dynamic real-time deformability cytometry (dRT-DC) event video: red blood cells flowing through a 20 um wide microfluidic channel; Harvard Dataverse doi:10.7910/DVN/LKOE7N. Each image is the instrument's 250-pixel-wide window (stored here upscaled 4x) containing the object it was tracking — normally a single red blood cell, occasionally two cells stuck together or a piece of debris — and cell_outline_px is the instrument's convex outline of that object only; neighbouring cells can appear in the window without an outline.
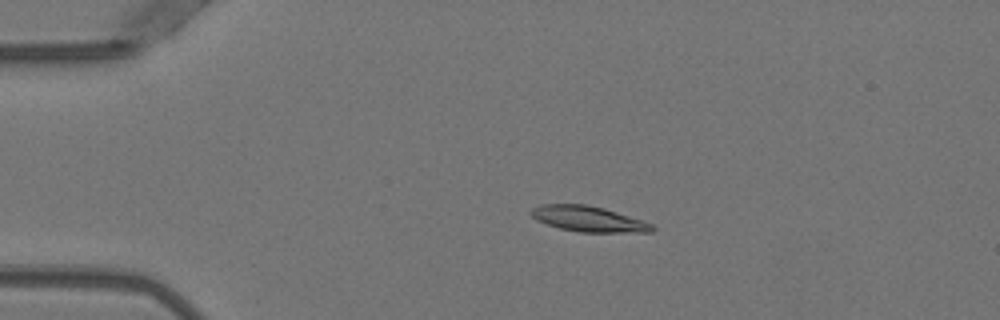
{"species": "Egyptian fruit bat (a non-hibernating species)", "species_latin": "Rousettus aegyptiacus", "temperature_condition": "warm", "stored_images_in_passage": 48, "camera_frame_rate_fps": 3000, "um_per_image_px": 0.085, "animal": {"sex": "female"}, "frame": {"image": 1, "passage_image": 11, "time_ms": 3.333, "image_size_px": [1000, 320], "cell_outline_px": [[656, 228], [652, 232], [580, 232], [560, 228], [536, 220], [528, 212], [532, 208], [540, 204], [588, 204], [604, 208], [652, 224]], "centroid_in_image_um": [49.98, 18.6], "position_along_channel_um": 35.0, "area_um2": 17.92}}
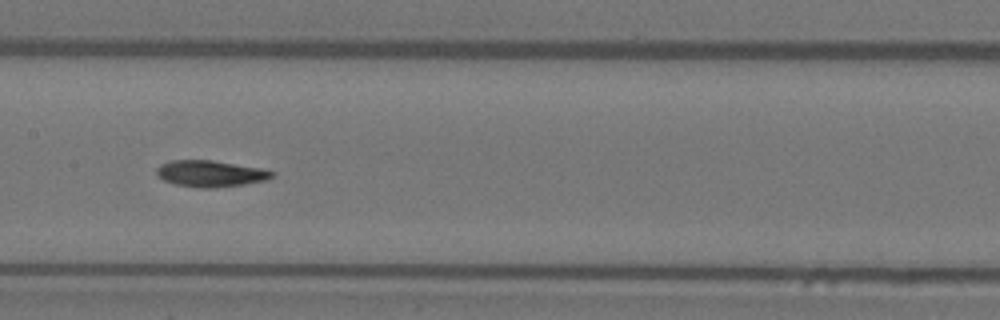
{"frame": {"image": 2, "passage_image": 26, "time_ms": 8.333, "image_size_px": [1000, 320], "cell_outline_px": [[276, 172], [272, 176], [264, 180], [244, 184], [212, 188], [200, 188], [176, 184], [164, 180], [156, 176], [156, 168], [160, 164], [168, 160], [212, 160], [260, 168]], "centroid_in_image_um": [17.83, 14.75], "position_along_channel_um": 189.6, "area_um2": 17.69}}
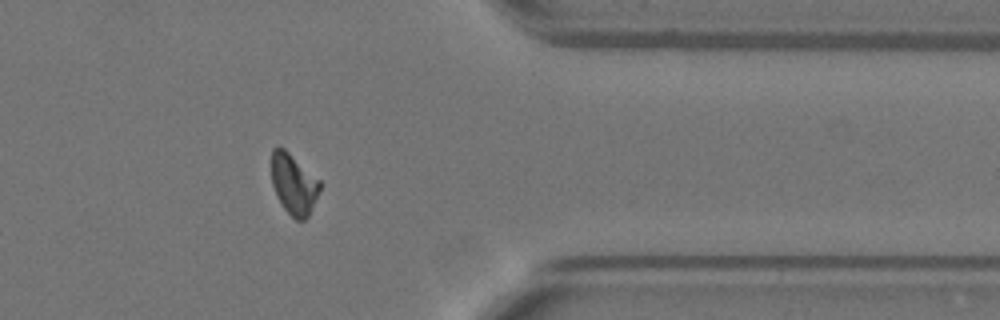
{"frame": {"image": 3, "passage_image": 42, "time_ms": 13.667, "image_size_px": [1000, 320], "cell_outline_px": [[320, 188], [308, 216], [304, 220], [296, 220], [284, 208], [276, 196], [272, 184], [272, 148], [276, 144], [284, 148], [320, 180]], "centroid_in_image_um": [24.94, 15.62], "position_along_channel_um": 386.5, "area_um2": 16.94}}